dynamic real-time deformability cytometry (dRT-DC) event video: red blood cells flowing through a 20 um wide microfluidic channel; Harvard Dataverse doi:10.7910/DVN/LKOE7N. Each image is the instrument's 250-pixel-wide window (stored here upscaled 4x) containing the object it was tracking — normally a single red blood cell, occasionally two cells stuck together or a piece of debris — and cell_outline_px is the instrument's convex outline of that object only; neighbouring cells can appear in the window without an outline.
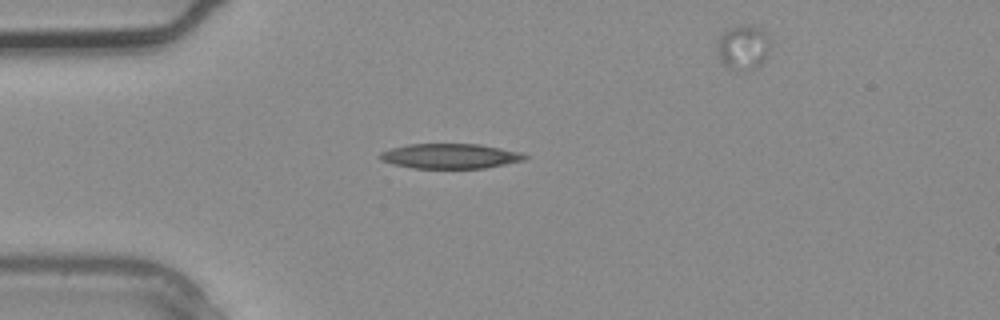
{"species": "common noctule bat (a hibernating species)", "species_latin": "Nyctalus noctula", "temperature_condition": "warm", "stored_images_in_passage": 2, "segment_of_instrument_passage": [1, 2], "camera_frame_rate_fps": 3000, "um_per_image_px": 0.085, "animal": {"sex": "male", "body_mass_g": 20.4}, "frame": {"image": 1, "passage_image": 1, "time_ms": 0.0, "image_size_px": [1000, 320], "cell_outline_px": [[528, 156], [524, 160], [484, 168], [412, 168], [392, 164], [380, 160], [376, 156], [380, 152], [392, 148], [408, 144], [480, 144], [520, 152]], "centroid_in_image_um": [38.2, 13.27], "position_along_channel_um": 46.8, "area_um2": 21.04}}